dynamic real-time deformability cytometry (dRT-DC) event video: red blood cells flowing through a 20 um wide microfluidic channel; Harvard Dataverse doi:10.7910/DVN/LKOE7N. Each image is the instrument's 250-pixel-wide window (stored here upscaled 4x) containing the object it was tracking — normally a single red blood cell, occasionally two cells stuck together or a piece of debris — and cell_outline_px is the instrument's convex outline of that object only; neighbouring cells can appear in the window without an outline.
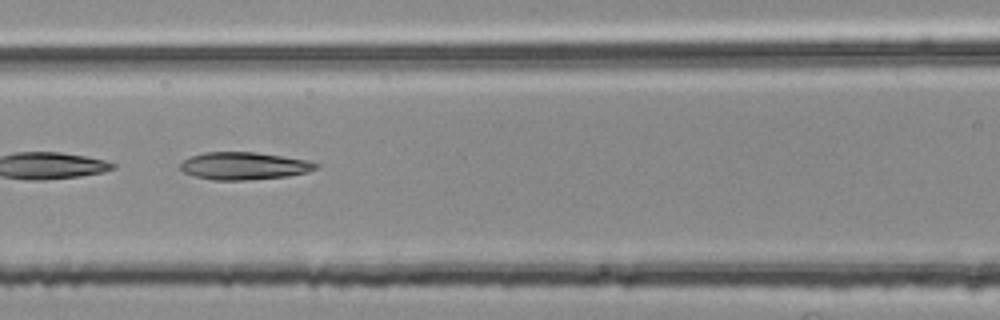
{"species": "common noctule bat (a hibernating species)", "species_latin": "Nyctalus noctula", "temperature_condition": "room temperature", "stored_images_in_passage": 34, "segment_of_instrument_passage": [2, 2], "camera_frame_rate_fps": 3000, "um_per_image_px": 0.085, "animal": {"sex": "female", "body_mass_g": 25.1}, "frame": {"image": 1, "passage_image": 23, "time_ms": 7.333, "image_size_px": [1000, 320], "cell_outline_px": [[320, 164], [316, 168], [308, 172], [288, 176], [244, 180], [212, 180], [196, 176], [184, 172], [180, 168], [180, 164], [188, 156], [204, 152], [256, 152], [308, 160]], "centroid_in_image_um": [20.74, 14.09], "position_along_channel_um": 145.9, "area_um2": 21.73}}